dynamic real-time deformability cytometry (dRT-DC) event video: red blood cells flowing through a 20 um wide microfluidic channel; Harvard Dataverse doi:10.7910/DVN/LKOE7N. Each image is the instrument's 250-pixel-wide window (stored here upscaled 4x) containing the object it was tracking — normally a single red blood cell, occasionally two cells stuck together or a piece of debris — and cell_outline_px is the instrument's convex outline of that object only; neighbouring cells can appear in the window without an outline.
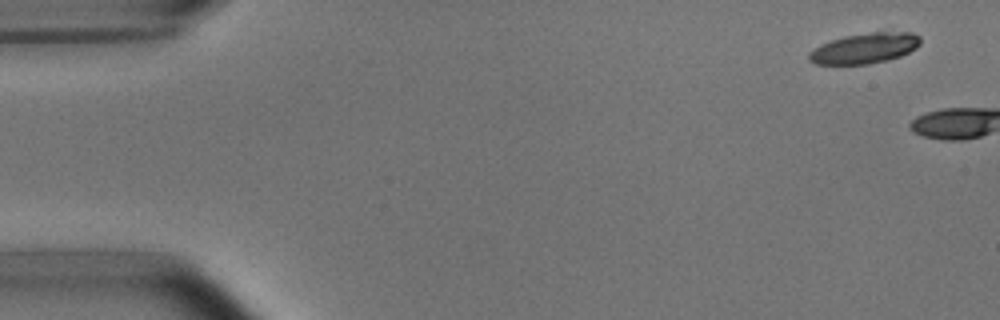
{"species": "common noctule bat (a hibernating species)", "species_latin": "Nyctalus noctula", "temperature_condition": "room temperature", "stored_images_in_passage": 6, "camera_frame_rate_fps": 3000, "um_per_image_px": 0.085, "animal": {"sex": "male", "body_mass_g": 15.6}, "frame": {"image": 1, "passage_image": 1, "time_ms": 0.0, "image_size_px": [1000, 320], "cell_outline_px": [[920, 44], [916, 48], [900, 56], [888, 60], [868, 64], [816, 64], [808, 60], [808, 52], [820, 44], [844, 36], [872, 32], [912, 32], [920, 36]], "centroid_in_image_um": [73.48, 4.1], "position_along_channel_um": 11.5, "area_um2": 19.77}}